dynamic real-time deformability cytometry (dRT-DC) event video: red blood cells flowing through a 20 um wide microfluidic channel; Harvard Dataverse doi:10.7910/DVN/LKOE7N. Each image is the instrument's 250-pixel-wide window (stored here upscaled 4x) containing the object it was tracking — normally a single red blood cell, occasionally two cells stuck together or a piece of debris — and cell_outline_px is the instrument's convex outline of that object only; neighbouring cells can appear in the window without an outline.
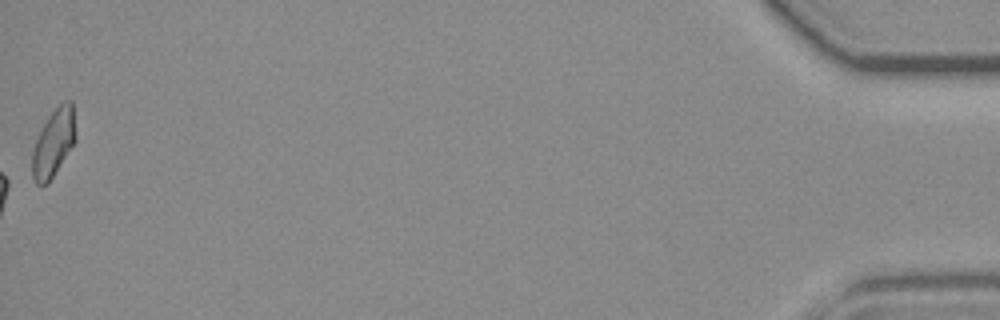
{"species": "common noctule bat (a hibernating species)", "species_latin": "Nyctalus noctula", "temperature_condition": "room temperature", "stored_images_in_passage": 55, "camera_frame_rate_fps": 3000, "um_per_image_px": 0.085, "animal": {"sex": "female", "body_mass_g": 19.3, "forearm_length_mm": 54.1}, "frame": {"image": 1, "passage_image": 55, "time_ms": 18.0, "image_size_px": [1000, 320], "cell_outline_px": [[76, 140], [48, 184], [36, 184], [32, 176], [32, 152], [36, 140], [48, 116], [64, 100], [72, 100], [76, 136]], "centroid_in_image_um": [4.56, 12.14], "position_along_channel_um": 430.6, "area_um2": 16.94}, "authors_computed_cell_mechanics": {"area_um2": 19.074, "velocity_mm_per_s": 3.8096, "shape_relaxation_time_tau1_ms": null, "shape_relaxation_time_tau2_ms": 6.8702, "deformation_change_tau1": null, "deformation_change_tau2": 0.1096}}